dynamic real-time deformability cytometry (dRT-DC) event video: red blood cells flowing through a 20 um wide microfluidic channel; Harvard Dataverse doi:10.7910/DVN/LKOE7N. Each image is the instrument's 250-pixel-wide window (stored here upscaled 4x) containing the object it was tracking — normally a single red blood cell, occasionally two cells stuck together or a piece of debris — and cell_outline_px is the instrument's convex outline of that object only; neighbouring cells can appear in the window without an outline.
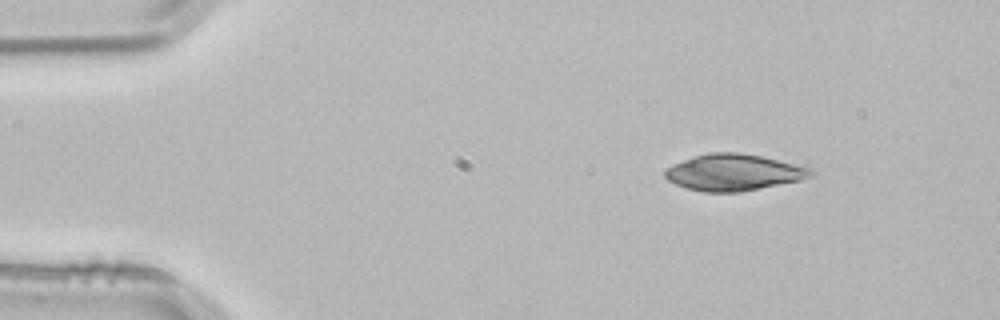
{"species": "common noctule bat (a hibernating species)", "species_latin": "Nyctalus noctula", "temperature_condition": "room temperature", "stored_images_in_passage": 3, "camera_frame_rate_fps": 3000, "um_per_image_px": 0.085, "animal": {"sex": "male", "body_mass_g": 21.5, "forearm_length_mm": 52.0}, "frame": {"image": 1, "passage_image": 1, "time_ms": 0.0, "image_size_px": [1000, 320], "cell_outline_px": [[816, 172], [812, 176], [800, 180], [740, 192], [704, 192], [684, 188], [668, 180], [664, 176], [664, 168], [672, 164], [708, 152], [740, 152], [760, 156], [812, 168]], "centroid_in_image_um": [62.33, 14.65], "position_along_channel_um": 22.7, "area_um2": 31.04}}